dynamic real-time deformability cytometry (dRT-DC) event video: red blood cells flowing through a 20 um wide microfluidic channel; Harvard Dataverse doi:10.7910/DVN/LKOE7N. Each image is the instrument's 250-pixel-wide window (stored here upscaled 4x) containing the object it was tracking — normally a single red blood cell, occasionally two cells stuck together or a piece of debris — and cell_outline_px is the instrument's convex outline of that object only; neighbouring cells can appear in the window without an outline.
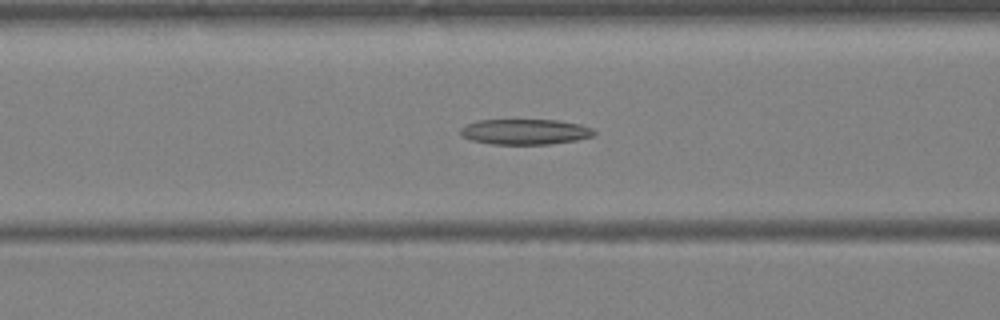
{"species": "Egyptian fruit bat (a non-hibernating species)", "species_latin": "Rousettus aegyptiacus", "temperature_condition": "warm", "stored_images_in_passage": 25, "segment_of_instrument_passage": [1, 2], "camera_frame_rate_fps": 3000, "um_per_image_px": 0.085, "animal": {"sex": "female"}, "frame": {"image": 1, "passage_image": 9, "time_ms": 2.667, "image_size_px": [1000, 320], "cell_outline_px": [[596, 132], [592, 136], [576, 140], [548, 144], [492, 144], [472, 140], [460, 136], [460, 128], [476, 120], [556, 120], [580, 124], [592, 128]], "centroid_in_image_um": [44.61, 11.2], "position_along_channel_um": 122.0, "area_um2": 19.77}}
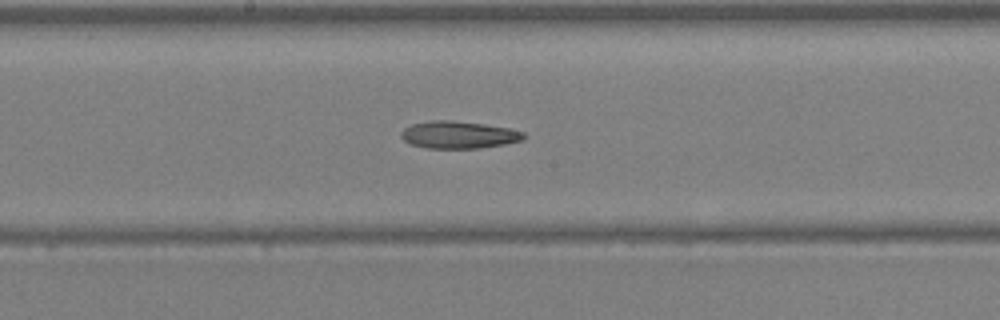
{"frame": {"image": 2, "passage_image": 14, "time_ms": 4.333, "image_size_px": [1000, 320], "cell_outline_px": [[528, 136], [524, 140], [504, 144], [480, 148], [424, 148], [408, 144], [400, 136], [400, 132], [404, 128], [412, 124], [432, 120], [452, 120], [484, 124], [508, 128], [524, 132]], "centroid_in_image_um": [38.98, 11.46], "position_along_channel_um": 209.2, "area_um2": 19.71}}
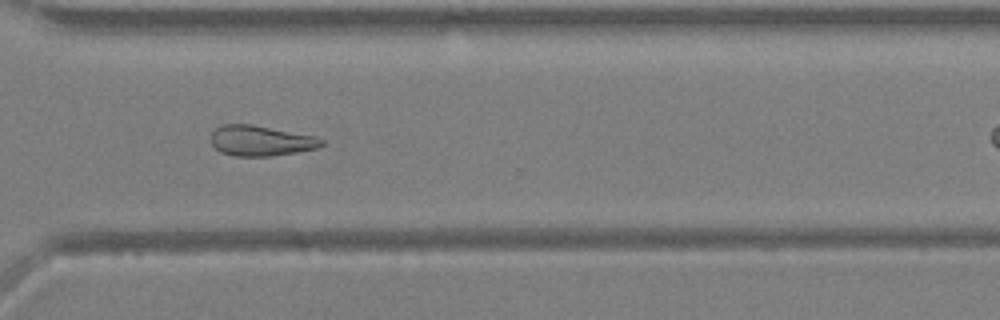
{"frame": {"image": 3, "passage_image": 22, "time_ms": 7.0, "image_size_px": [1000, 320], "cell_outline_px": [[324, 144], [316, 148], [296, 152], [272, 156], [236, 156], [220, 152], [208, 140], [212, 132], [216, 128], [224, 124], [252, 124], [316, 136], [324, 140]], "centroid_in_image_um": [22.14, 11.96], "position_along_channel_um": 348.5, "area_um2": 19.71}}